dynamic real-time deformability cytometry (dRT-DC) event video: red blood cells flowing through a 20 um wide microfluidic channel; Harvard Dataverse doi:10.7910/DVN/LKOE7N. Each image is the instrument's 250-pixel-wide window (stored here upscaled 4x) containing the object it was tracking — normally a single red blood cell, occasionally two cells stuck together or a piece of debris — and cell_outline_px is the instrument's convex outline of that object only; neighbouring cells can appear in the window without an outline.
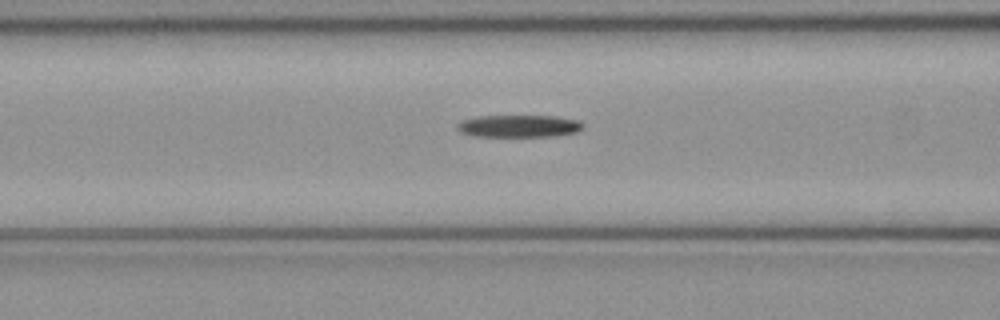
{"species": "common noctule bat (a hibernating species)", "species_latin": "Nyctalus noctula", "temperature_condition": "cold", "stored_images_in_passage": 50, "camera_frame_rate_fps": 3000, "um_per_image_px": 0.085, "animal": {"sex": "female", "body_mass_g": 21.9}, "frame": {"image": 1, "passage_image": 20, "time_ms": 6.333, "image_size_px": [1000, 320], "cell_outline_px": [[584, 128], [576, 132], [552, 136], [472, 136], [460, 132], [456, 128], [456, 124], [460, 120], [476, 116], [556, 116], [580, 120], [584, 124]], "centroid_in_image_um": [44.08, 10.71], "position_along_channel_um": 122.5, "area_um2": 16.53}}
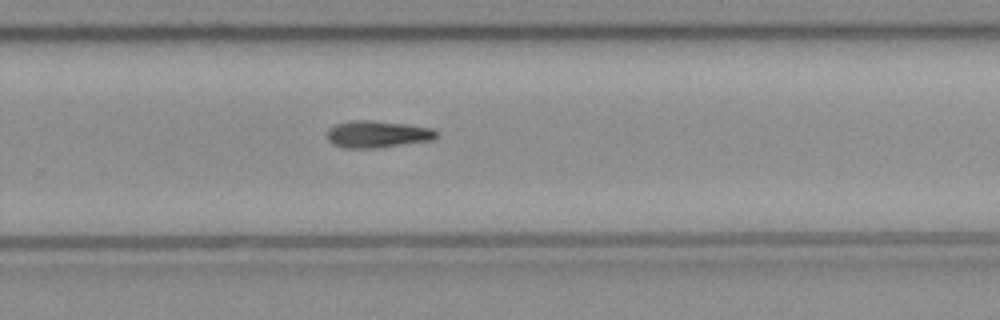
{"frame": {"image": 2, "passage_image": 33, "time_ms": 10.667, "image_size_px": [1000, 320], "cell_outline_px": [[436, 136], [432, 140], [380, 148], [344, 148], [332, 144], [328, 140], [328, 132], [336, 124], [356, 120], [372, 120], [404, 124], [432, 128], [436, 132]], "centroid_in_image_um": [32.08, 11.42], "position_along_channel_um": 297.7, "area_um2": 16.99}}
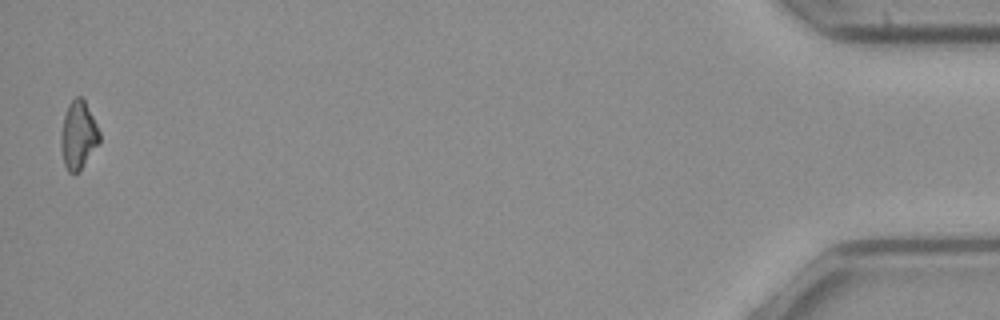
{"frame": {"image": 3, "passage_image": 50, "time_ms": 16.333, "image_size_px": [1000, 320], "cell_outline_px": [[100, 140], [80, 168], [76, 172], [68, 172], [64, 164], [60, 148], [60, 136], [64, 116], [68, 104], [76, 96], [80, 96], [84, 100], [100, 132]], "centroid_in_image_um": [6.62, 11.46], "position_along_channel_um": 428.6, "area_um2": 14.85}, "authors_computed_cell_mechanics": {"area_um2": 16.2707, "velocity_mm_per_s": 4.0471, "shape_relaxation_time_tau1_ms": 5.5192, "shape_relaxation_time_tau2_ms": null, "deformation_change_tau1": 0.1583, "deformation_change_tau2": null}}